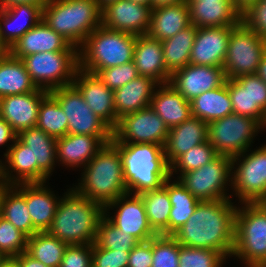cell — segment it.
I'll list each match as a JSON object with an SVG mask.
<instances>
[{
    "instance_id": "obj_3",
    "label": "cell",
    "mask_w": 266,
    "mask_h": 267,
    "mask_svg": "<svg viewBox=\"0 0 266 267\" xmlns=\"http://www.w3.org/2000/svg\"><path fill=\"white\" fill-rule=\"evenodd\" d=\"M79 173L81 177L71 187L103 207L128 193L120 152L112 141L106 143Z\"/></svg>"
},
{
    "instance_id": "obj_58",
    "label": "cell",
    "mask_w": 266,
    "mask_h": 267,
    "mask_svg": "<svg viewBox=\"0 0 266 267\" xmlns=\"http://www.w3.org/2000/svg\"><path fill=\"white\" fill-rule=\"evenodd\" d=\"M258 0H232L233 5L242 13L248 6Z\"/></svg>"
},
{
    "instance_id": "obj_47",
    "label": "cell",
    "mask_w": 266,
    "mask_h": 267,
    "mask_svg": "<svg viewBox=\"0 0 266 267\" xmlns=\"http://www.w3.org/2000/svg\"><path fill=\"white\" fill-rule=\"evenodd\" d=\"M96 75L112 91H115L139 76L133 61L120 66L99 70Z\"/></svg>"
},
{
    "instance_id": "obj_50",
    "label": "cell",
    "mask_w": 266,
    "mask_h": 267,
    "mask_svg": "<svg viewBox=\"0 0 266 267\" xmlns=\"http://www.w3.org/2000/svg\"><path fill=\"white\" fill-rule=\"evenodd\" d=\"M250 83L252 118L266 130V84L256 74H250Z\"/></svg>"
},
{
    "instance_id": "obj_18",
    "label": "cell",
    "mask_w": 266,
    "mask_h": 267,
    "mask_svg": "<svg viewBox=\"0 0 266 267\" xmlns=\"http://www.w3.org/2000/svg\"><path fill=\"white\" fill-rule=\"evenodd\" d=\"M223 67L188 64L171 75L169 83L189 102L226 82Z\"/></svg>"
},
{
    "instance_id": "obj_51",
    "label": "cell",
    "mask_w": 266,
    "mask_h": 267,
    "mask_svg": "<svg viewBox=\"0 0 266 267\" xmlns=\"http://www.w3.org/2000/svg\"><path fill=\"white\" fill-rule=\"evenodd\" d=\"M92 244L68 245L60 267H92Z\"/></svg>"
},
{
    "instance_id": "obj_62",
    "label": "cell",
    "mask_w": 266,
    "mask_h": 267,
    "mask_svg": "<svg viewBox=\"0 0 266 267\" xmlns=\"http://www.w3.org/2000/svg\"><path fill=\"white\" fill-rule=\"evenodd\" d=\"M134 3L142 4V5H150V0H129Z\"/></svg>"
},
{
    "instance_id": "obj_45",
    "label": "cell",
    "mask_w": 266,
    "mask_h": 267,
    "mask_svg": "<svg viewBox=\"0 0 266 267\" xmlns=\"http://www.w3.org/2000/svg\"><path fill=\"white\" fill-rule=\"evenodd\" d=\"M28 236L0 216V254L14 258L26 251Z\"/></svg>"
},
{
    "instance_id": "obj_21",
    "label": "cell",
    "mask_w": 266,
    "mask_h": 267,
    "mask_svg": "<svg viewBox=\"0 0 266 267\" xmlns=\"http://www.w3.org/2000/svg\"><path fill=\"white\" fill-rule=\"evenodd\" d=\"M48 93V91L38 88L34 92L1 98V118L17 134L23 130L35 127L38 121L40 103Z\"/></svg>"
},
{
    "instance_id": "obj_28",
    "label": "cell",
    "mask_w": 266,
    "mask_h": 267,
    "mask_svg": "<svg viewBox=\"0 0 266 267\" xmlns=\"http://www.w3.org/2000/svg\"><path fill=\"white\" fill-rule=\"evenodd\" d=\"M208 123L191 116L183 123L169 129L164 144V154L170 166L179 156L207 141Z\"/></svg>"
},
{
    "instance_id": "obj_6",
    "label": "cell",
    "mask_w": 266,
    "mask_h": 267,
    "mask_svg": "<svg viewBox=\"0 0 266 267\" xmlns=\"http://www.w3.org/2000/svg\"><path fill=\"white\" fill-rule=\"evenodd\" d=\"M135 42L134 34L100 25L79 48V69L96 74L101 69L133 61Z\"/></svg>"
},
{
    "instance_id": "obj_41",
    "label": "cell",
    "mask_w": 266,
    "mask_h": 267,
    "mask_svg": "<svg viewBox=\"0 0 266 267\" xmlns=\"http://www.w3.org/2000/svg\"><path fill=\"white\" fill-rule=\"evenodd\" d=\"M220 154L208 141L194 146L189 151L179 156L170 165V177L177 178L180 174L198 169L212 162Z\"/></svg>"
},
{
    "instance_id": "obj_22",
    "label": "cell",
    "mask_w": 266,
    "mask_h": 267,
    "mask_svg": "<svg viewBox=\"0 0 266 267\" xmlns=\"http://www.w3.org/2000/svg\"><path fill=\"white\" fill-rule=\"evenodd\" d=\"M79 51L43 20L27 31L10 48L9 53L18 59L40 52Z\"/></svg>"
},
{
    "instance_id": "obj_31",
    "label": "cell",
    "mask_w": 266,
    "mask_h": 267,
    "mask_svg": "<svg viewBox=\"0 0 266 267\" xmlns=\"http://www.w3.org/2000/svg\"><path fill=\"white\" fill-rule=\"evenodd\" d=\"M0 216L28 237L39 232L31 221L26 204V183L3 185L0 188Z\"/></svg>"
},
{
    "instance_id": "obj_54",
    "label": "cell",
    "mask_w": 266,
    "mask_h": 267,
    "mask_svg": "<svg viewBox=\"0 0 266 267\" xmlns=\"http://www.w3.org/2000/svg\"><path fill=\"white\" fill-rule=\"evenodd\" d=\"M14 259L19 263L21 267H48L42 262L32 258L26 252L19 254L18 256L14 257Z\"/></svg>"
},
{
    "instance_id": "obj_42",
    "label": "cell",
    "mask_w": 266,
    "mask_h": 267,
    "mask_svg": "<svg viewBox=\"0 0 266 267\" xmlns=\"http://www.w3.org/2000/svg\"><path fill=\"white\" fill-rule=\"evenodd\" d=\"M95 242L101 248L118 251H131L139 243L134 236L113 225L104 215L99 221Z\"/></svg>"
},
{
    "instance_id": "obj_12",
    "label": "cell",
    "mask_w": 266,
    "mask_h": 267,
    "mask_svg": "<svg viewBox=\"0 0 266 267\" xmlns=\"http://www.w3.org/2000/svg\"><path fill=\"white\" fill-rule=\"evenodd\" d=\"M266 40L247 28L242 22L232 28L223 69L227 79L255 74L263 54Z\"/></svg>"
},
{
    "instance_id": "obj_20",
    "label": "cell",
    "mask_w": 266,
    "mask_h": 267,
    "mask_svg": "<svg viewBox=\"0 0 266 267\" xmlns=\"http://www.w3.org/2000/svg\"><path fill=\"white\" fill-rule=\"evenodd\" d=\"M233 27L197 28L189 64L222 67Z\"/></svg>"
},
{
    "instance_id": "obj_39",
    "label": "cell",
    "mask_w": 266,
    "mask_h": 267,
    "mask_svg": "<svg viewBox=\"0 0 266 267\" xmlns=\"http://www.w3.org/2000/svg\"><path fill=\"white\" fill-rule=\"evenodd\" d=\"M144 202L150 226L158 235L168 236V221L172 208L168 191L162 186L139 194Z\"/></svg>"
},
{
    "instance_id": "obj_2",
    "label": "cell",
    "mask_w": 266,
    "mask_h": 267,
    "mask_svg": "<svg viewBox=\"0 0 266 267\" xmlns=\"http://www.w3.org/2000/svg\"><path fill=\"white\" fill-rule=\"evenodd\" d=\"M68 187L58 202L52 225L47 232L67 245L93 244L104 207L80 195L71 184Z\"/></svg>"
},
{
    "instance_id": "obj_49",
    "label": "cell",
    "mask_w": 266,
    "mask_h": 267,
    "mask_svg": "<svg viewBox=\"0 0 266 267\" xmlns=\"http://www.w3.org/2000/svg\"><path fill=\"white\" fill-rule=\"evenodd\" d=\"M130 251H118L101 248L92 244V267H127Z\"/></svg>"
},
{
    "instance_id": "obj_1",
    "label": "cell",
    "mask_w": 266,
    "mask_h": 267,
    "mask_svg": "<svg viewBox=\"0 0 266 267\" xmlns=\"http://www.w3.org/2000/svg\"><path fill=\"white\" fill-rule=\"evenodd\" d=\"M235 203L232 199L199 201L172 237L184 246L216 250L229 261L235 244Z\"/></svg>"
},
{
    "instance_id": "obj_19",
    "label": "cell",
    "mask_w": 266,
    "mask_h": 267,
    "mask_svg": "<svg viewBox=\"0 0 266 267\" xmlns=\"http://www.w3.org/2000/svg\"><path fill=\"white\" fill-rule=\"evenodd\" d=\"M72 84L79 90L87 106L112 130L119 119L114 108V91L109 89L96 74L79 69Z\"/></svg>"
},
{
    "instance_id": "obj_57",
    "label": "cell",
    "mask_w": 266,
    "mask_h": 267,
    "mask_svg": "<svg viewBox=\"0 0 266 267\" xmlns=\"http://www.w3.org/2000/svg\"><path fill=\"white\" fill-rule=\"evenodd\" d=\"M187 0H150V5L152 9L161 7V6H166V5H173L181 2H185Z\"/></svg>"
},
{
    "instance_id": "obj_23",
    "label": "cell",
    "mask_w": 266,
    "mask_h": 267,
    "mask_svg": "<svg viewBox=\"0 0 266 267\" xmlns=\"http://www.w3.org/2000/svg\"><path fill=\"white\" fill-rule=\"evenodd\" d=\"M190 21L197 28L236 26L241 22V12L232 0H187Z\"/></svg>"
},
{
    "instance_id": "obj_55",
    "label": "cell",
    "mask_w": 266,
    "mask_h": 267,
    "mask_svg": "<svg viewBox=\"0 0 266 267\" xmlns=\"http://www.w3.org/2000/svg\"><path fill=\"white\" fill-rule=\"evenodd\" d=\"M47 0H0V8H7L17 4H45Z\"/></svg>"
},
{
    "instance_id": "obj_44",
    "label": "cell",
    "mask_w": 266,
    "mask_h": 267,
    "mask_svg": "<svg viewBox=\"0 0 266 267\" xmlns=\"http://www.w3.org/2000/svg\"><path fill=\"white\" fill-rule=\"evenodd\" d=\"M233 113L252 118V95L250 74L227 79Z\"/></svg>"
},
{
    "instance_id": "obj_27",
    "label": "cell",
    "mask_w": 266,
    "mask_h": 267,
    "mask_svg": "<svg viewBox=\"0 0 266 267\" xmlns=\"http://www.w3.org/2000/svg\"><path fill=\"white\" fill-rule=\"evenodd\" d=\"M54 192L49 181L26 183V204L33 226L39 231H47L53 222L58 202L61 198Z\"/></svg>"
},
{
    "instance_id": "obj_38",
    "label": "cell",
    "mask_w": 266,
    "mask_h": 267,
    "mask_svg": "<svg viewBox=\"0 0 266 267\" xmlns=\"http://www.w3.org/2000/svg\"><path fill=\"white\" fill-rule=\"evenodd\" d=\"M67 246L65 242L44 231L28 237L25 252L48 267H60Z\"/></svg>"
},
{
    "instance_id": "obj_43",
    "label": "cell",
    "mask_w": 266,
    "mask_h": 267,
    "mask_svg": "<svg viewBox=\"0 0 266 267\" xmlns=\"http://www.w3.org/2000/svg\"><path fill=\"white\" fill-rule=\"evenodd\" d=\"M227 258L216 250L179 244V267H224Z\"/></svg>"
},
{
    "instance_id": "obj_16",
    "label": "cell",
    "mask_w": 266,
    "mask_h": 267,
    "mask_svg": "<svg viewBox=\"0 0 266 267\" xmlns=\"http://www.w3.org/2000/svg\"><path fill=\"white\" fill-rule=\"evenodd\" d=\"M151 17V5H142L129 0H118L102 9L104 27L136 36L148 34Z\"/></svg>"
},
{
    "instance_id": "obj_36",
    "label": "cell",
    "mask_w": 266,
    "mask_h": 267,
    "mask_svg": "<svg viewBox=\"0 0 266 267\" xmlns=\"http://www.w3.org/2000/svg\"><path fill=\"white\" fill-rule=\"evenodd\" d=\"M163 187L168 191L172 205L168 221V236H172L187 222L200 200L175 178L169 177Z\"/></svg>"
},
{
    "instance_id": "obj_9",
    "label": "cell",
    "mask_w": 266,
    "mask_h": 267,
    "mask_svg": "<svg viewBox=\"0 0 266 267\" xmlns=\"http://www.w3.org/2000/svg\"><path fill=\"white\" fill-rule=\"evenodd\" d=\"M21 60L37 88L48 92L71 85L79 70V51L40 52Z\"/></svg>"
},
{
    "instance_id": "obj_29",
    "label": "cell",
    "mask_w": 266,
    "mask_h": 267,
    "mask_svg": "<svg viewBox=\"0 0 266 267\" xmlns=\"http://www.w3.org/2000/svg\"><path fill=\"white\" fill-rule=\"evenodd\" d=\"M133 62L139 76L150 77L158 84L168 83L171 79L164 63L161 41L148 35L136 36Z\"/></svg>"
},
{
    "instance_id": "obj_37",
    "label": "cell",
    "mask_w": 266,
    "mask_h": 267,
    "mask_svg": "<svg viewBox=\"0 0 266 267\" xmlns=\"http://www.w3.org/2000/svg\"><path fill=\"white\" fill-rule=\"evenodd\" d=\"M196 30L197 27L191 24L171 38L161 41L164 63L171 75L189 64Z\"/></svg>"
},
{
    "instance_id": "obj_14",
    "label": "cell",
    "mask_w": 266,
    "mask_h": 267,
    "mask_svg": "<svg viewBox=\"0 0 266 267\" xmlns=\"http://www.w3.org/2000/svg\"><path fill=\"white\" fill-rule=\"evenodd\" d=\"M169 128L154 110L148 106L123 115L112 130L113 143H153L164 146Z\"/></svg>"
},
{
    "instance_id": "obj_46",
    "label": "cell",
    "mask_w": 266,
    "mask_h": 267,
    "mask_svg": "<svg viewBox=\"0 0 266 267\" xmlns=\"http://www.w3.org/2000/svg\"><path fill=\"white\" fill-rule=\"evenodd\" d=\"M152 267H179V243L172 237L152 238Z\"/></svg>"
},
{
    "instance_id": "obj_7",
    "label": "cell",
    "mask_w": 266,
    "mask_h": 267,
    "mask_svg": "<svg viewBox=\"0 0 266 267\" xmlns=\"http://www.w3.org/2000/svg\"><path fill=\"white\" fill-rule=\"evenodd\" d=\"M231 259L239 260L242 267H257L266 262V210L259 203L237 205Z\"/></svg>"
},
{
    "instance_id": "obj_65",
    "label": "cell",
    "mask_w": 266,
    "mask_h": 267,
    "mask_svg": "<svg viewBox=\"0 0 266 267\" xmlns=\"http://www.w3.org/2000/svg\"><path fill=\"white\" fill-rule=\"evenodd\" d=\"M257 267H266V262L258 265Z\"/></svg>"
},
{
    "instance_id": "obj_11",
    "label": "cell",
    "mask_w": 266,
    "mask_h": 267,
    "mask_svg": "<svg viewBox=\"0 0 266 267\" xmlns=\"http://www.w3.org/2000/svg\"><path fill=\"white\" fill-rule=\"evenodd\" d=\"M200 201L231 199L232 157L219 155L204 166L176 178Z\"/></svg>"
},
{
    "instance_id": "obj_34",
    "label": "cell",
    "mask_w": 266,
    "mask_h": 267,
    "mask_svg": "<svg viewBox=\"0 0 266 267\" xmlns=\"http://www.w3.org/2000/svg\"><path fill=\"white\" fill-rule=\"evenodd\" d=\"M37 89L21 59L10 53L0 55V98L34 92Z\"/></svg>"
},
{
    "instance_id": "obj_32",
    "label": "cell",
    "mask_w": 266,
    "mask_h": 267,
    "mask_svg": "<svg viewBox=\"0 0 266 267\" xmlns=\"http://www.w3.org/2000/svg\"><path fill=\"white\" fill-rule=\"evenodd\" d=\"M158 83L147 76H138L114 91L116 117L139 111L150 106Z\"/></svg>"
},
{
    "instance_id": "obj_8",
    "label": "cell",
    "mask_w": 266,
    "mask_h": 267,
    "mask_svg": "<svg viewBox=\"0 0 266 267\" xmlns=\"http://www.w3.org/2000/svg\"><path fill=\"white\" fill-rule=\"evenodd\" d=\"M263 142L232 157L231 199L237 204L266 200V140Z\"/></svg>"
},
{
    "instance_id": "obj_13",
    "label": "cell",
    "mask_w": 266,
    "mask_h": 267,
    "mask_svg": "<svg viewBox=\"0 0 266 267\" xmlns=\"http://www.w3.org/2000/svg\"><path fill=\"white\" fill-rule=\"evenodd\" d=\"M49 93L66 114L68 134L112 136V129L91 111L73 84L53 89Z\"/></svg>"
},
{
    "instance_id": "obj_25",
    "label": "cell",
    "mask_w": 266,
    "mask_h": 267,
    "mask_svg": "<svg viewBox=\"0 0 266 267\" xmlns=\"http://www.w3.org/2000/svg\"><path fill=\"white\" fill-rule=\"evenodd\" d=\"M0 160V180L3 185L38 183V164H32L31 152L16 138L8 153Z\"/></svg>"
},
{
    "instance_id": "obj_35",
    "label": "cell",
    "mask_w": 266,
    "mask_h": 267,
    "mask_svg": "<svg viewBox=\"0 0 266 267\" xmlns=\"http://www.w3.org/2000/svg\"><path fill=\"white\" fill-rule=\"evenodd\" d=\"M233 113L227 80L213 90L204 92L191 101V116L211 123Z\"/></svg>"
},
{
    "instance_id": "obj_56",
    "label": "cell",
    "mask_w": 266,
    "mask_h": 267,
    "mask_svg": "<svg viewBox=\"0 0 266 267\" xmlns=\"http://www.w3.org/2000/svg\"><path fill=\"white\" fill-rule=\"evenodd\" d=\"M255 74L266 84V52L263 54Z\"/></svg>"
},
{
    "instance_id": "obj_24",
    "label": "cell",
    "mask_w": 266,
    "mask_h": 267,
    "mask_svg": "<svg viewBox=\"0 0 266 267\" xmlns=\"http://www.w3.org/2000/svg\"><path fill=\"white\" fill-rule=\"evenodd\" d=\"M17 138L28 146L32 155V164H38V183L48 182L55 172L56 138L46 134L37 126L23 130Z\"/></svg>"
},
{
    "instance_id": "obj_30",
    "label": "cell",
    "mask_w": 266,
    "mask_h": 267,
    "mask_svg": "<svg viewBox=\"0 0 266 267\" xmlns=\"http://www.w3.org/2000/svg\"><path fill=\"white\" fill-rule=\"evenodd\" d=\"M150 107L169 129L191 117V102L186 100L169 82L157 85Z\"/></svg>"
},
{
    "instance_id": "obj_5",
    "label": "cell",
    "mask_w": 266,
    "mask_h": 267,
    "mask_svg": "<svg viewBox=\"0 0 266 267\" xmlns=\"http://www.w3.org/2000/svg\"><path fill=\"white\" fill-rule=\"evenodd\" d=\"M42 20L79 49L102 25V9L96 0H47L42 8Z\"/></svg>"
},
{
    "instance_id": "obj_17",
    "label": "cell",
    "mask_w": 266,
    "mask_h": 267,
    "mask_svg": "<svg viewBox=\"0 0 266 267\" xmlns=\"http://www.w3.org/2000/svg\"><path fill=\"white\" fill-rule=\"evenodd\" d=\"M111 141L112 136L66 134L56 140L57 164L59 168H69L68 172L74 170L76 173V170L84 168L97 152Z\"/></svg>"
},
{
    "instance_id": "obj_33",
    "label": "cell",
    "mask_w": 266,
    "mask_h": 267,
    "mask_svg": "<svg viewBox=\"0 0 266 267\" xmlns=\"http://www.w3.org/2000/svg\"><path fill=\"white\" fill-rule=\"evenodd\" d=\"M191 25L187 1L152 9L148 36L159 41L167 40Z\"/></svg>"
},
{
    "instance_id": "obj_59",
    "label": "cell",
    "mask_w": 266,
    "mask_h": 267,
    "mask_svg": "<svg viewBox=\"0 0 266 267\" xmlns=\"http://www.w3.org/2000/svg\"><path fill=\"white\" fill-rule=\"evenodd\" d=\"M0 267H21L14 258H5Z\"/></svg>"
},
{
    "instance_id": "obj_15",
    "label": "cell",
    "mask_w": 266,
    "mask_h": 267,
    "mask_svg": "<svg viewBox=\"0 0 266 267\" xmlns=\"http://www.w3.org/2000/svg\"><path fill=\"white\" fill-rule=\"evenodd\" d=\"M104 216L139 242L148 241L158 235L149 224L145 205L139 194L126 193L111 201L104 206Z\"/></svg>"
},
{
    "instance_id": "obj_40",
    "label": "cell",
    "mask_w": 266,
    "mask_h": 267,
    "mask_svg": "<svg viewBox=\"0 0 266 267\" xmlns=\"http://www.w3.org/2000/svg\"><path fill=\"white\" fill-rule=\"evenodd\" d=\"M46 134L58 139L68 134V120L58 101L48 93L38 109L36 125Z\"/></svg>"
},
{
    "instance_id": "obj_4",
    "label": "cell",
    "mask_w": 266,
    "mask_h": 267,
    "mask_svg": "<svg viewBox=\"0 0 266 267\" xmlns=\"http://www.w3.org/2000/svg\"><path fill=\"white\" fill-rule=\"evenodd\" d=\"M120 152L128 193L141 194L163 186L170 177L164 147L153 143H114Z\"/></svg>"
},
{
    "instance_id": "obj_48",
    "label": "cell",
    "mask_w": 266,
    "mask_h": 267,
    "mask_svg": "<svg viewBox=\"0 0 266 267\" xmlns=\"http://www.w3.org/2000/svg\"><path fill=\"white\" fill-rule=\"evenodd\" d=\"M241 22L266 40V0H258L241 13Z\"/></svg>"
},
{
    "instance_id": "obj_64",
    "label": "cell",
    "mask_w": 266,
    "mask_h": 267,
    "mask_svg": "<svg viewBox=\"0 0 266 267\" xmlns=\"http://www.w3.org/2000/svg\"><path fill=\"white\" fill-rule=\"evenodd\" d=\"M5 259V257L3 255L0 254V264L2 263V261Z\"/></svg>"
},
{
    "instance_id": "obj_61",
    "label": "cell",
    "mask_w": 266,
    "mask_h": 267,
    "mask_svg": "<svg viewBox=\"0 0 266 267\" xmlns=\"http://www.w3.org/2000/svg\"><path fill=\"white\" fill-rule=\"evenodd\" d=\"M98 3V6L103 9L104 7H106L108 4L112 3V2H116L118 0H96Z\"/></svg>"
},
{
    "instance_id": "obj_60",
    "label": "cell",
    "mask_w": 266,
    "mask_h": 267,
    "mask_svg": "<svg viewBox=\"0 0 266 267\" xmlns=\"http://www.w3.org/2000/svg\"><path fill=\"white\" fill-rule=\"evenodd\" d=\"M10 48L4 43L2 35H1V27H0V55L9 53Z\"/></svg>"
},
{
    "instance_id": "obj_52",
    "label": "cell",
    "mask_w": 266,
    "mask_h": 267,
    "mask_svg": "<svg viewBox=\"0 0 266 267\" xmlns=\"http://www.w3.org/2000/svg\"><path fill=\"white\" fill-rule=\"evenodd\" d=\"M152 238L139 242L129 253L127 267H152Z\"/></svg>"
},
{
    "instance_id": "obj_53",
    "label": "cell",
    "mask_w": 266,
    "mask_h": 267,
    "mask_svg": "<svg viewBox=\"0 0 266 267\" xmlns=\"http://www.w3.org/2000/svg\"><path fill=\"white\" fill-rule=\"evenodd\" d=\"M17 138V133L13 130V128L0 117V147L6 150L3 152V157L8 153V150L12 147L13 143ZM1 160V157H0Z\"/></svg>"
},
{
    "instance_id": "obj_66",
    "label": "cell",
    "mask_w": 266,
    "mask_h": 267,
    "mask_svg": "<svg viewBox=\"0 0 266 267\" xmlns=\"http://www.w3.org/2000/svg\"><path fill=\"white\" fill-rule=\"evenodd\" d=\"M0 117H1V98H0Z\"/></svg>"
},
{
    "instance_id": "obj_63",
    "label": "cell",
    "mask_w": 266,
    "mask_h": 267,
    "mask_svg": "<svg viewBox=\"0 0 266 267\" xmlns=\"http://www.w3.org/2000/svg\"><path fill=\"white\" fill-rule=\"evenodd\" d=\"M266 210V200L259 203Z\"/></svg>"
},
{
    "instance_id": "obj_26",
    "label": "cell",
    "mask_w": 266,
    "mask_h": 267,
    "mask_svg": "<svg viewBox=\"0 0 266 267\" xmlns=\"http://www.w3.org/2000/svg\"><path fill=\"white\" fill-rule=\"evenodd\" d=\"M43 6L44 4H17L0 8L1 35L9 48L42 20Z\"/></svg>"
},
{
    "instance_id": "obj_10",
    "label": "cell",
    "mask_w": 266,
    "mask_h": 267,
    "mask_svg": "<svg viewBox=\"0 0 266 267\" xmlns=\"http://www.w3.org/2000/svg\"><path fill=\"white\" fill-rule=\"evenodd\" d=\"M262 132L265 129L255 119L232 113L208 123L207 141L220 155L233 157L254 147Z\"/></svg>"
}]
</instances>
